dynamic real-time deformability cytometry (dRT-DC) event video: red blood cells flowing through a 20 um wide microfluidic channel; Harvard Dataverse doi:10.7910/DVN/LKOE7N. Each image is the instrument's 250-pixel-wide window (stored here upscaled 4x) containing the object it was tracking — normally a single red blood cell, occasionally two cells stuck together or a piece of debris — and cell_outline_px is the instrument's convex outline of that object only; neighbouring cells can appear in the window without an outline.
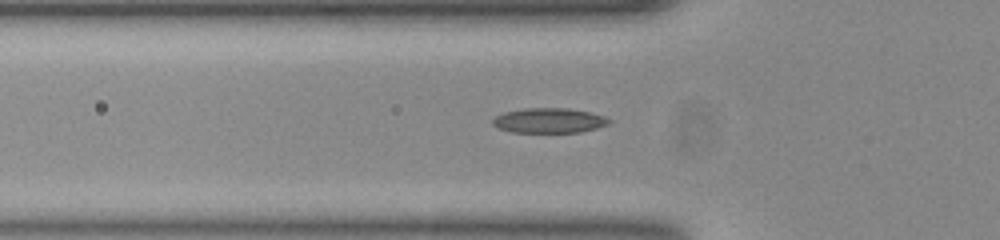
{"species": "common noctule bat (a hibernating species)", "species_latin": "Nyctalus noctula", "temperature_condition": "room temperature", "stored_images_in_passage": 52, "camera_frame_rate_fps": 3000, "um_per_image_px": 0.085, "animal": {"sex": "female", "body_mass_g": 23.0, "forearm_length_mm": 53.4}, "frame": {"image": 1, "passage_image": 17, "time_ms": 5.333, "image_size_px": [1000, 240], "cell_outline_px": [[612, 120], [608, 124], [596, 128], [580, 132], [512, 132], [500, 128], [492, 124], [492, 120], [496, 116], [504, 112], [524, 108], [568, 108], [588, 112], [604, 116]], "centroid_in_image_um": [46.67, 10.24], "position_along_channel_um": 79.1, "area_um2": 16.76}}
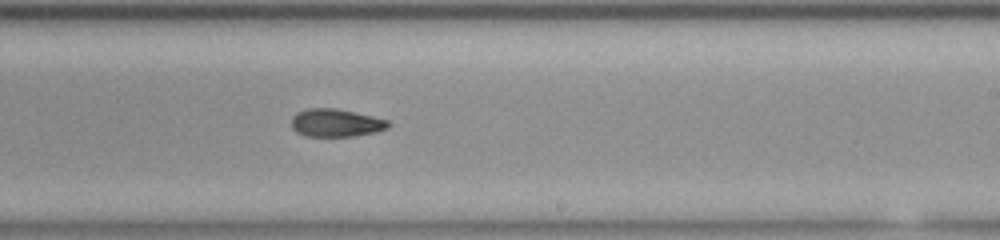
{"frame": {"image": 2, "passage_image": 31, "time_ms": 10.0, "image_size_px": [1000, 240], "cell_outline_px": [[392, 124], [388, 128], [376, 132], [352, 136], [304, 136], [296, 132], [292, 128], [292, 116], [296, 112], [308, 108], [332, 108], [372, 116], [388, 120]], "centroid_in_image_um": [28.54, 10.45], "position_along_channel_um": 260.5, "area_um2": 15.72}}
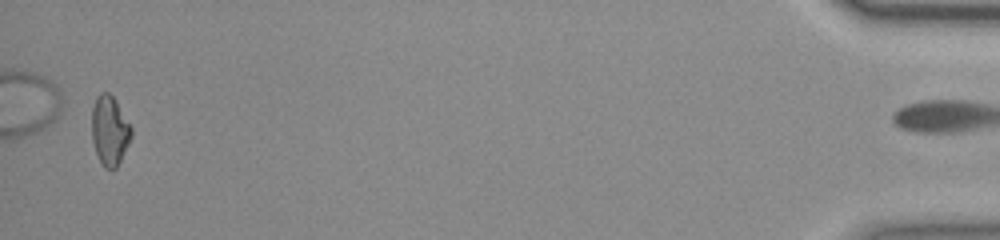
{"frame": {"image": 3, "passage_image": 51, "time_ms": 16.667, "image_size_px": [1000, 240], "cell_outline_px": [[132, 136], [116, 168], [104, 168], [96, 152], [92, 140], [92, 108], [96, 96], [100, 92], [108, 92], [112, 96], [132, 128]], "centroid_in_image_um": [9.31, 11.08], "position_along_channel_um": 425.9, "area_um2": 15.72}, "authors_computed_cell_mechanics": {"area_um2": 16.1262, "velocity_mm_per_s": 3.8817, "shape_relaxation_time_tau1_ms": 3.8425, "shape_relaxation_time_tau2_ms": 2.2655, "deformation_change_tau1": 0.1184, "deformation_change_tau2": 0.0741}}